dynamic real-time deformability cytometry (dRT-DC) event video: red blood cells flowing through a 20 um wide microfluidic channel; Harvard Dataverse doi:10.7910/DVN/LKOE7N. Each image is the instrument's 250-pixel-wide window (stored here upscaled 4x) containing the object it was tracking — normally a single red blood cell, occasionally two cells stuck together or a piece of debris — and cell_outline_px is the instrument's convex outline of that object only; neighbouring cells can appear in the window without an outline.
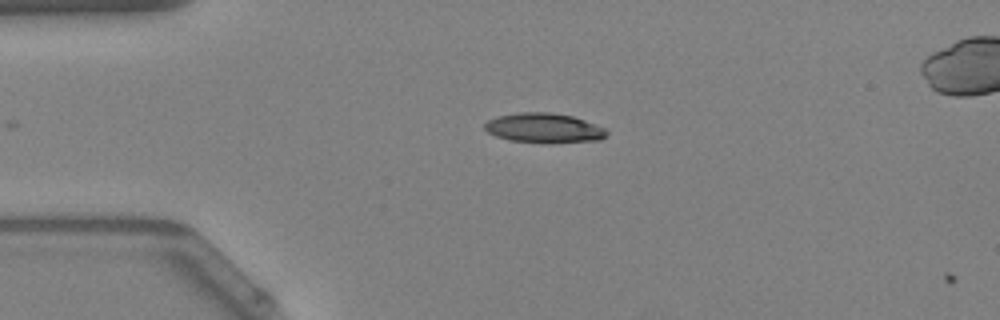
{"species": "Egyptian fruit bat (a non-hibernating species)", "species_latin": "Rousettus aegyptiacus", "temperature_condition": "warm", "stored_images_in_passage": 2, "camera_frame_rate_fps": 3000, "um_per_image_px": 0.085, "animal": {"sex": "female"}, "frame": {"image": 1, "passage_image": 1, "time_ms": 0.0, "image_size_px": [1000, 320], "cell_outline_px": [[608, 132], [600, 140], [512, 140], [496, 136], [488, 132], [484, 128], [484, 124], [488, 120], [496, 116], [516, 112], [552, 112], [572, 116], [584, 120], [604, 128]], "centroid_in_image_um": [46.17, 10.81], "position_along_channel_um": 38.8, "area_um2": 20.0}}